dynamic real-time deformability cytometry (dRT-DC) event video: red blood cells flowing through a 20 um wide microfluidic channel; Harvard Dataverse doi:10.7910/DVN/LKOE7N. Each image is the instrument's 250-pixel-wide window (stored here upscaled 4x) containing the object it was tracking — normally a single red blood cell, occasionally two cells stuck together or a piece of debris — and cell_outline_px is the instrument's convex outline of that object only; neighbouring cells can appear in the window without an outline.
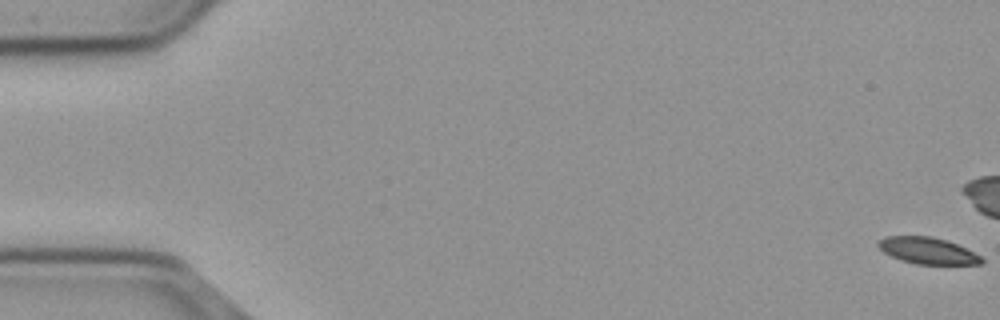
{"species": "common noctule bat (a hibernating species)", "species_latin": "Nyctalus noctula", "temperature_condition": "cold", "stored_images_in_passage": 58, "camera_frame_rate_fps": 3000, "um_per_image_px": 0.085, "animal": {"sex": "male", "body_mass_g": 23.1, "forearm_length_mm": 52.7}, "frame": {"image": 1, "passage_image": 1, "time_ms": 0.0, "image_size_px": [1000, 320], "cell_outline_px": [[984, 260], [980, 264], [916, 264], [900, 260], [884, 252], [876, 244], [880, 240], [888, 236], [932, 236], [956, 244], [980, 256]], "centroid_in_image_um": [78.82, 21.31], "position_along_channel_um": 6.2, "area_um2": 15.66}}
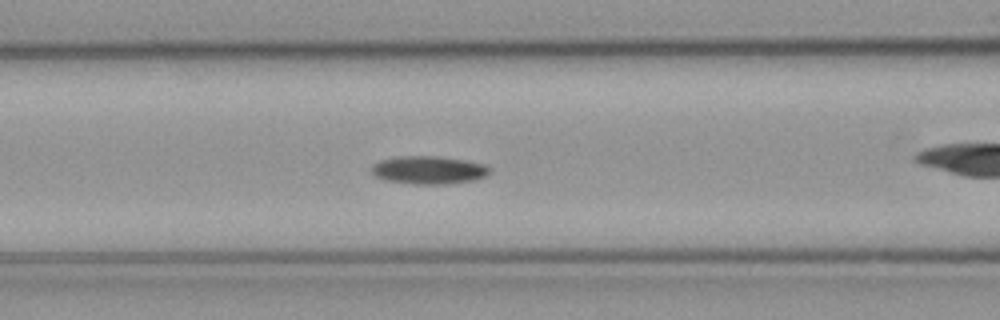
{"frame": {"image": 2, "passage_image": 24, "time_ms": 7.667, "image_size_px": [1000, 320], "cell_outline_px": [[492, 172], [488, 176], [476, 180], [444, 184], [412, 184], [384, 180], [376, 176], [372, 172], [372, 164], [380, 160], [400, 156], [436, 156], [464, 160], [484, 164], [492, 168]], "centroid_in_image_um": [36.48, 14.46], "position_along_channel_um": 130.1, "area_um2": 19.48}}
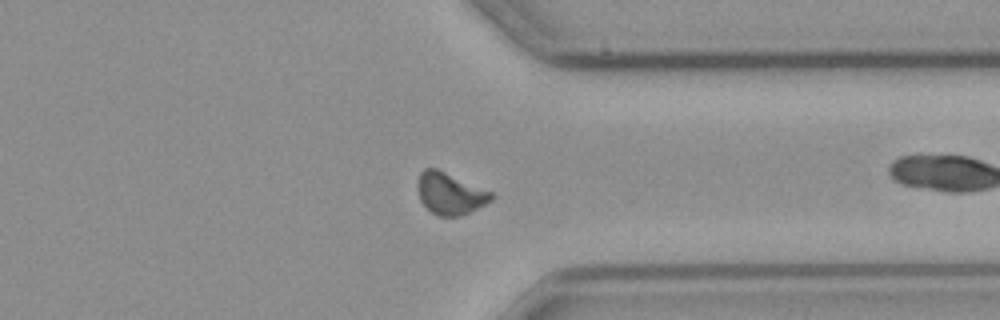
{"frame": {"image": 3, "passage_image": 44, "time_ms": 14.333, "image_size_px": [1000, 320], "cell_outline_px": [[496, 196], [492, 200], [460, 216], [436, 216], [420, 200], [416, 188], [416, 184], [420, 172], [424, 168], [436, 168], [492, 192]], "centroid_in_image_um": [38.22, 16.44], "position_along_channel_um": 373.2, "area_um2": 17.86}, "authors_computed_cell_mechanics": {"area_um2": 17.6579, "velocity_mm_per_s": 3.6868, "shape_relaxation_time_tau1_ms": 5.9575, "shape_relaxation_time_tau2_ms": null, "deformation_change_tau1": 0.1352, "deformation_change_tau2": null}}